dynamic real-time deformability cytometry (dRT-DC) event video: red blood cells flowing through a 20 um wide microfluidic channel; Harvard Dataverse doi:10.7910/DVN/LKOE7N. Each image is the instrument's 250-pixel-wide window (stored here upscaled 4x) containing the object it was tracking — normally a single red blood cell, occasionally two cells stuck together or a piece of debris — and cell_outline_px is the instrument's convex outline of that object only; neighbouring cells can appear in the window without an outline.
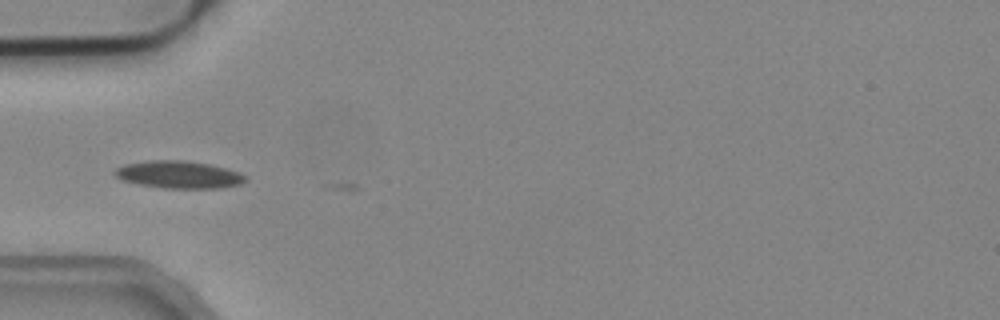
{"species": "common noctule bat (a hibernating species)", "species_latin": "Nyctalus noctula", "temperature_condition": "cold", "stored_images_in_passage": 4, "camera_frame_rate_fps": 3000, "um_per_image_px": 0.085, "animal": {"sex": "male", "body_mass_g": 19.2, "forearm_length_mm": 51.8}, "frame": {"image": 1, "passage_image": 2, "time_ms": 0.333, "image_size_px": [1000, 320], "cell_outline_px": [[244, 180], [240, 184], [220, 188], [164, 188], [136, 184], [124, 180], [116, 176], [112, 172], [116, 168], [124, 164], [152, 160], [184, 160], [208, 164], [240, 172], [244, 176]], "centroid_in_image_um": [15.15, 14.84], "position_along_channel_um": 69.9, "area_um2": 20.69}}